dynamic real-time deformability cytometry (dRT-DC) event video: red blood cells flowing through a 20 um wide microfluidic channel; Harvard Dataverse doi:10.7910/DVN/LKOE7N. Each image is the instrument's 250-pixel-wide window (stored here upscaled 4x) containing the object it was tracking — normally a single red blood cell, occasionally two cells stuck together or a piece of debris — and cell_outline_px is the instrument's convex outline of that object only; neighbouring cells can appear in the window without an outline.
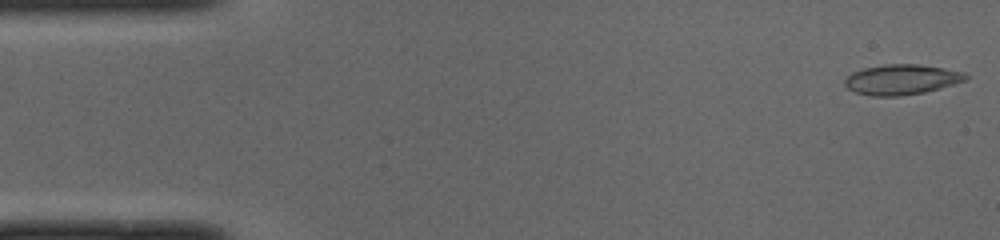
{"species": "common noctule bat (a hibernating species)", "species_latin": "Nyctalus noctula", "temperature_condition": "cold", "stored_images_in_passage": 46, "camera_frame_rate_fps": 3000, "um_per_image_px": 0.085, "animal": {"sex": "male", "body_mass_g": 19.0, "forearm_length_mm": 50.8}, "frame": {"image": 1, "passage_image": 1, "time_ms": 0.0, "image_size_px": [1000, 240], "cell_outline_px": [[968, 80], [940, 88], [924, 92], [900, 96], [872, 96], [856, 92], [848, 88], [844, 84], [844, 80], [852, 72], [864, 68], [884, 64], [916, 64], [944, 68], [964, 72], [968, 76]], "centroid_in_image_um": [76.65, 6.76], "position_along_channel_um": 8.4, "area_um2": 21.27}}
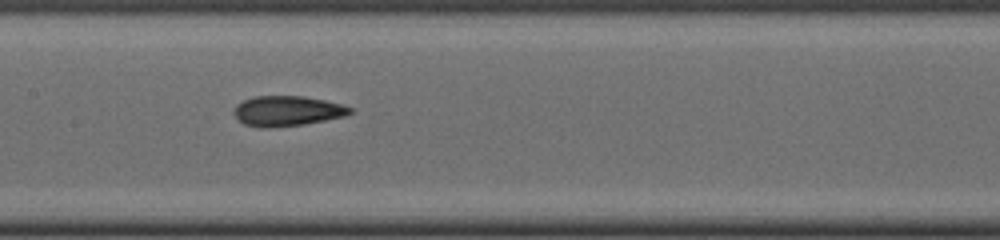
{"frame": {"image": 2, "passage_image": 23, "time_ms": 7.333, "image_size_px": [1000, 240], "cell_outline_px": [[352, 112], [344, 116], [304, 124], [268, 128], [260, 128], [244, 124], [232, 112], [236, 104], [244, 100], [256, 96], [304, 96], [324, 100], [340, 104], [352, 108]], "centroid_in_image_um": [24.37, 9.43], "position_along_channel_um": 183.0, "area_um2": 20.29}}
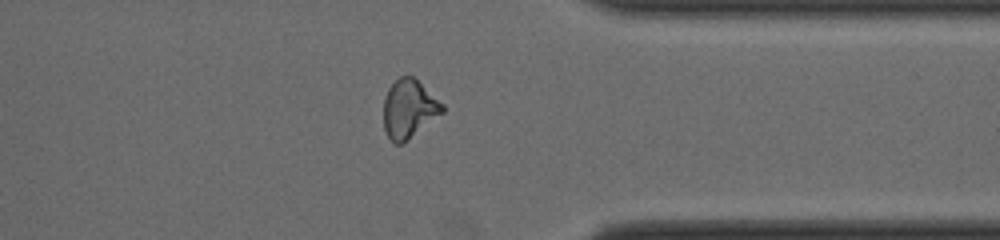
{"frame": {"image": 3, "passage_image": 38, "time_ms": 12.333, "image_size_px": [1000, 240], "cell_outline_px": [[444, 112], [400, 144], [392, 144], [384, 128], [384, 96], [388, 88], [400, 76], [412, 76], [444, 104]], "centroid_in_image_um": [34.74, 9.24], "position_along_channel_um": 376.7, "area_um2": 19.71}, "authors_computed_cell_mechanics": {"area_um2": 20.3456, "velocity_mm_per_s": 4.026, "shape_relaxation_time_tau1_ms": null, "shape_relaxation_time_tau2_ms": 2.4825, "deformation_change_tau1": null, "deformation_change_tau2": 0.0832}}